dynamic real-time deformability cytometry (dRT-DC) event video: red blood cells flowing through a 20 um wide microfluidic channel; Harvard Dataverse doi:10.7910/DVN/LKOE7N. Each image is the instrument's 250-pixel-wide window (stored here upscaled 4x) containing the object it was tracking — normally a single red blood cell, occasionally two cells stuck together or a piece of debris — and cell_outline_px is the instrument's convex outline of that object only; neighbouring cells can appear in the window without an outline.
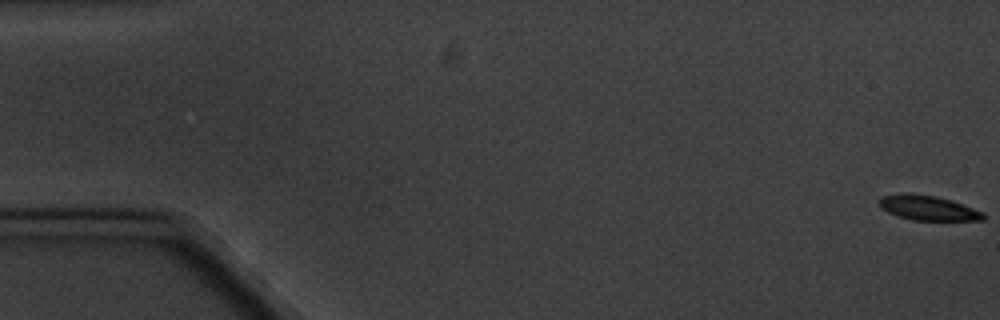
{"species": "common noctule bat (a hibernating species)", "species_latin": "Nyctalus noctula", "temperature_condition": "cold", "stored_images_in_passage": 7, "camera_frame_rate_fps": 3000, "um_per_image_px": 0.085, "animal": {"sex": "male", "body_mass_g": 20.1, "forearm_length_mm": 53.5}, "frame": {"image": 1, "passage_image": 1, "time_ms": 0.0, "image_size_px": [1000, 320], "cell_outline_px": [[984, 220], [912, 220], [896, 216], [880, 208], [876, 204], [880, 196], [908, 192], [912, 192], [936, 196], [952, 200], [964, 204], [984, 212]], "centroid_in_image_um": [78.82, 17.65], "position_along_channel_um": 6.2, "area_um2": 15.43}}
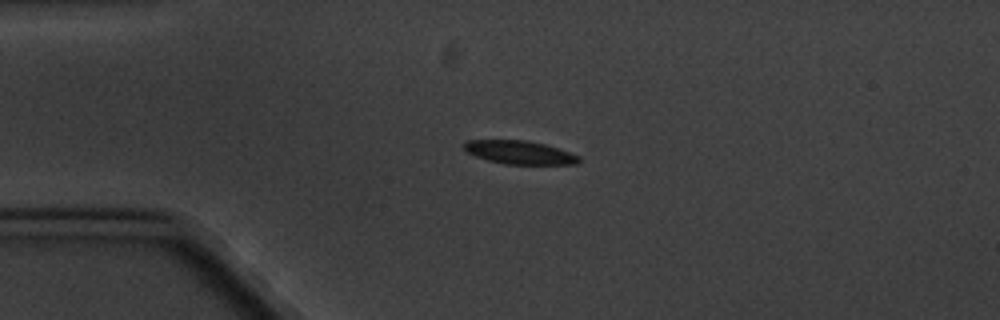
{"frame": {"image": 2, "passage_image": 5, "time_ms": 4.667, "image_size_px": [1000, 320], "cell_outline_px": [[580, 164], [504, 164], [488, 160], [476, 156], [468, 152], [460, 144], [468, 140], [528, 140], [544, 144], [580, 156]], "centroid_in_image_um": [44.15, 12.95], "position_along_channel_um": 40.9, "area_um2": 15.61}}